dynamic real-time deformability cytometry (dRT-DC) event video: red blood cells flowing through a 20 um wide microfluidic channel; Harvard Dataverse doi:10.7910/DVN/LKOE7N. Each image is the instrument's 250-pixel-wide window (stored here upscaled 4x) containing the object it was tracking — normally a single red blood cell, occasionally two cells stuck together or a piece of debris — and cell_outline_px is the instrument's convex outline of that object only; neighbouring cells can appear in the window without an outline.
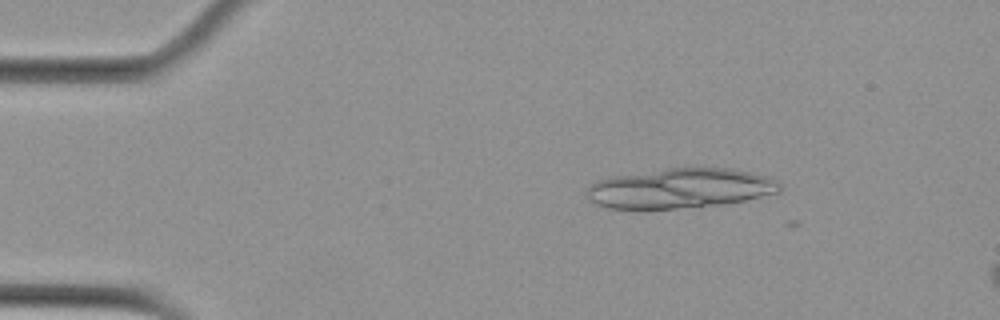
{"species": "Egyptian fruit bat (a non-hibernating species)", "species_latin": "Rousettus aegyptiacus", "temperature_condition": "cold", "stored_images_in_passage": 4, "camera_frame_rate_fps": 3000, "um_per_image_px": 0.085, "animal": {"sex": "female"}, "frame": {"image": 1, "passage_image": 2, "time_ms": 1.333, "image_size_px": [1000, 320], "cell_outline_px": [[780, 192], [744, 200], [724, 204], [676, 208], [608, 208], [596, 204], [588, 200], [584, 192], [596, 180], [612, 176], [672, 168], [732, 168], [772, 176], [780, 184]], "centroid_in_image_um": [57.83, 16.0], "position_along_channel_um": 27.2, "area_um2": 44.8}}